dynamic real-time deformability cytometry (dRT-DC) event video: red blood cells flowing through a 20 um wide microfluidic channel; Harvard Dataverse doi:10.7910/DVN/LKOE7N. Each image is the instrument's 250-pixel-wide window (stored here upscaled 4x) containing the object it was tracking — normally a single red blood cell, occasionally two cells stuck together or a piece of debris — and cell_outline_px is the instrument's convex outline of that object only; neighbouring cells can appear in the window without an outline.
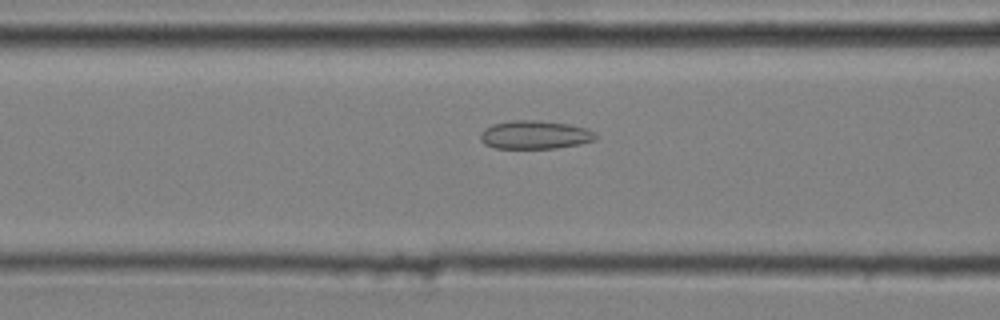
{"species": "common noctule bat (a hibernating species)", "species_latin": "Nyctalus noctula", "temperature_condition": "cold", "stored_images_in_passage": 49, "camera_frame_rate_fps": 3000, "um_per_image_px": 0.085, "animal": {"sex": "male", "body_mass_g": 20.4}, "frame": {"image": 1, "passage_image": 22, "time_ms": 7.0, "image_size_px": [1000, 320], "cell_outline_px": [[596, 140], [580, 144], [556, 148], [496, 148], [484, 144], [480, 140], [480, 132], [484, 128], [492, 124], [512, 120], [536, 120], [568, 124], [588, 128], [596, 132]], "centroid_in_image_um": [45.47, 11.45], "position_along_channel_um": 121.1, "area_um2": 19.25}}
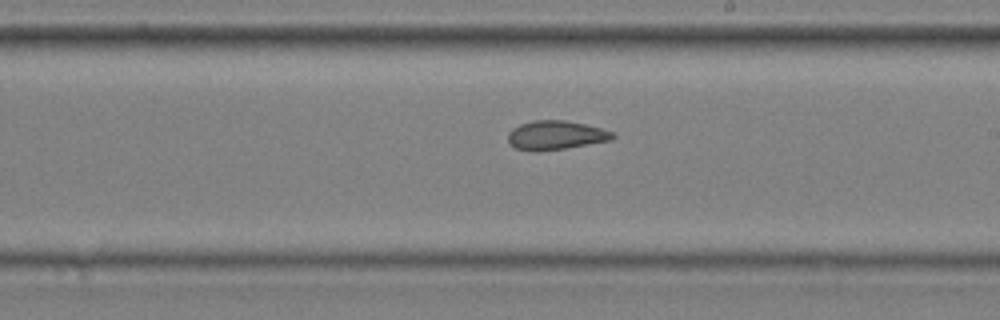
{"frame": {"image": 2, "passage_image": 32, "time_ms": 10.333, "image_size_px": [1000, 320], "cell_outline_px": [[616, 136], [612, 140], [540, 152], [532, 152], [516, 148], [508, 144], [508, 132], [512, 128], [520, 124], [536, 120], [564, 120], [584, 124], [600, 128], [612, 132]], "centroid_in_image_um": [47.19, 11.5], "position_along_channel_um": 241.8, "area_um2": 17.74}}
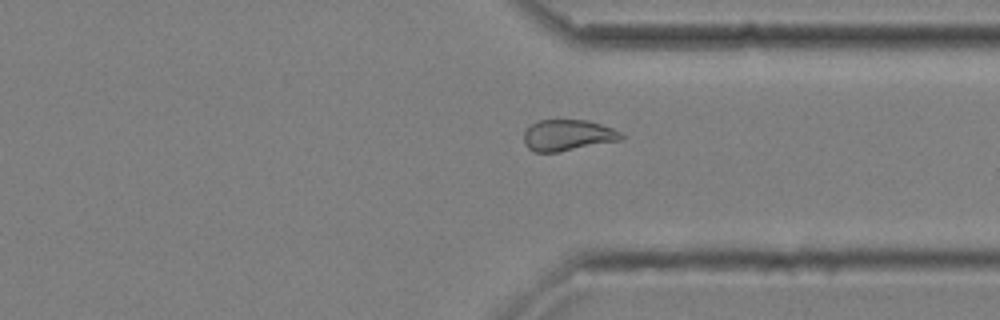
{"frame": {"image": 3, "passage_image": 42, "time_ms": 13.667, "image_size_px": [1000, 320], "cell_outline_px": [[624, 136], [620, 140], [560, 152], [532, 152], [524, 144], [524, 132], [532, 124], [540, 120], [588, 120], [612, 128], [620, 132]], "centroid_in_image_um": [48.24, 11.5], "position_along_channel_um": 363.2, "area_um2": 17.63}, "authors_computed_cell_mechanics": {"area_um2": 18.4382, "velocity_mm_per_s": 3.623, "shape_relaxation_time_tau1_ms": null, "shape_relaxation_time_tau2_ms": 1.7675, "deformation_change_tau1": null, "deformation_change_tau2": 0.0824}}